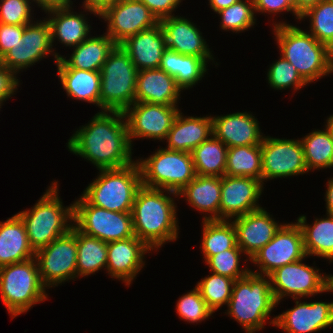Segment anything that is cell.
Listing matches in <instances>:
<instances>
[{
    "label": "cell",
    "instance_id": "19",
    "mask_svg": "<svg viewBox=\"0 0 333 333\" xmlns=\"http://www.w3.org/2000/svg\"><path fill=\"white\" fill-rule=\"evenodd\" d=\"M237 245L246 254L245 262L273 239L282 224H278L265 208L233 219Z\"/></svg>",
    "mask_w": 333,
    "mask_h": 333
},
{
    "label": "cell",
    "instance_id": "44",
    "mask_svg": "<svg viewBox=\"0 0 333 333\" xmlns=\"http://www.w3.org/2000/svg\"><path fill=\"white\" fill-rule=\"evenodd\" d=\"M176 310L180 319L196 324L208 319L213 314L196 286L193 290L179 298Z\"/></svg>",
    "mask_w": 333,
    "mask_h": 333
},
{
    "label": "cell",
    "instance_id": "9",
    "mask_svg": "<svg viewBox=\"0 0 333 333\" xmlns=\"http://www.w3.org/2000/svg\"><path fill=\"white\" fill-rule=\"evenodd\" d=\"M137 160L142 186L180 192L196 177L191 153L160 148L148 158Z\"/></svg>",
    "mask_w": 333,
    "mask_h": 333
},
{
    "label": "cell",
    "instance_id": "18",
    "mask_svg": "<svg viewBox=\"0 0 333 333\" xmlns=\"http://www.w3.org/2000/svg\"><path fill=\"white\" fill-rule=\"evenodd\" d=\"M272 318L270 324L286 333H314L333 325V302H300Z\"/></svg>",
    "mask_w": 333,
    "mask_h": 333
},
{
    "label": "cell",
    "instance_id": "41",
    "mask_svg": "<svg viewBox=\"0 0 333 333\" xmlns=\"http://www.w3.org/2000/svg\"><path fill=\"white\" fill-rule=\"evenodd\" d=\"M216 14L220 15V25L225 31L239 33L256 24L253 0H239Z\"/></svg>",
    "mask_w": 333,
    "mask_h": 333
},
{
    "label": "cell",
    "instance_id": "24",
    "mask_svg": "<svg viewBox=\"0 0 333 333\" xmlns=\"http://www.w3.org/2000/svg\"><path fill=\"white\" fill-rule=\"evenodd\" d=\"M182 89L175 78L161 69H144L137 73L135 102L176 105Z\"/></svg>",
    "mask_w": 333,
    "mask_h": 333
},
{
    "label": "cell",
    "instance_id": "49",
    "mask_svg": "<svg viewBox=\"0 0 333 333\" xmlns=\"http://www.w3.org/2000/svg\"><path fill=\"white\" fill-rule=\"evenodd\" d=\"M17 74L10 70L0 61V103L8 100L14 92H16L17 86L19 87V80Z\"/></svg>",
    "mask_w": 333,
    "mask_h": 333
},
{
    "label": "cell",
    "instance_id": "36",
    "mask_svg": "<svg viewBox=\"0 0 333 333\" xmlns=\"http://www.w3.org/2000/svg\"><path fill=\"white\" fill-rule=\"evenodd\" d=\"M232 220H203L201 250L205 262L213 255L237 246Z\"/></svg>",
    "mask_w": 333,
    "mask_h": 333
},
{
    "label": "cell",
    "instance_id": "37",
    "mask_svg": "<svg viewBox=\"0 0 333 333\" xmlns=\"http://www.w3.org/2000/svg\"><path fill=\"white\" fill-rule=\"evenodd\" d=\"M300 140L308 171L333 167V137L326 126L324 130H313Z\"/></svg>",
    "mask_w": 333,
    "mask_h": 333
},
{
    "label": "cell",
    "instance_id": "16",
    "mask_svg": "<svg viewBox=\"0 0 333 333\" xmlns=\"http://www.w3.org/2000/svg\"><path fill=\"white\" fill-rule=\"evenodd\" d=\"M100 17L107 21L106 34L116 44L159 23L157 17L140 0H117Z\"/></svg>",
    "mask_w": 333,
    "mask_h": 333
},
{
    "label": "cell",
    "instance_id": "35",
    "mask_svg": "<svg viewBox=\"0 0 333 333\" xmlns=\"http://www.w3.org/2000/svg\"><path fill=\"white\" fill-rule=\"evenodd\" d=\"M225 175L251 177L262 182L261 144L229 147Z\"/></svg>",
    "mask_w": 333,
    "mask_h": 333
},
{
    "label": "cell",
    "instance_id": "7",
    "mask_svg": "<svg viewBox=\"0 0 333 333\" xmlns=\"http://www.w3.org/2000/svg\"><path fill=\"white\" fill-rule=\"evenodd\" d=\"M0 295L12 318L47 299L35 257L0 267Z\"/></svg>",
    "mask_w": 333,
    "mask_h": 333
},
{
    "label": "cell",
    "instance_id": "42",
    "mask_svg": "<svg viewBox=\"0 0 333 333\" xmlns=\"http://www.w3.org/2000/svg\"><path fill=\"white\" fill-rule=\"evenodd\" d=\"M243 253L237 245L232 249H227L211 256L206 261V264L210 267L209 270L212 273L227 276L234 280L240 279L250 272L248 267L240 269V257Z\"/></svg>",
    "mask_w": 333,
    "mask_h": 333
},
{
    "label": "cell",
    "instance_id": "15",
    "mask_svg": "<svg viewBox=\"0 0 333 333\" xmlns=\"http://www.w3.org/2000/svg\"><path fill=\"white\" fill-rule=\"evenodd\" d=\"M179 111L177 105L135 102L129 106L124 115L131 145L133 138L165 141Z\"/></svg>",
    "mask_w": 333,
    "mask_h": 333
},
{
    "label": "cell",
    "instance_id": "4",
    "mask_svg": "<svg viewBox=\"0 0 333 333\" xmlns=\"http://www.w3.org/2000/svg\"><path fill=\"white\" fill-rule=\"evenodd\" d=\"M58 181L52 182L32 209L17 215L24 222L30 246L34 251L49 245L74 226V204L63 206L58 195ZM59 196V197H58Z\"/></svg>",
    "mask_w": 333,
    "mask_h": 333
},
{
    "label": "cell",
    "instance_id": "34",
    "mask_svg": "<svg viewBox=\"0 0 333 333\" xmlns=\"http://www.w3.org/2000/svg\"><path fill=\"white\" fill-rule=\"evenodd\" d=\"M77 237V278L106 269L107 242L83 234L75 227Z\"/></svg>",
    "mask_w": 333,
    "mask_h": 333
},
{
    "label": "cell",
    "instance_id": "22",
    "mask_svg": "<svg viewBox=\"0 0 333 333\" xmlns=\"http://www.w3.org/2000/svg\"><path fill=\"white\" fill-rule=\"evenodd\" d=\"M212 132L228 148L259 145L264 138L257 118L248 112L213 116Z\"/></svg>",
    "mask_w": 333,
    "mask_h": 333
},
{
    "label": "cell",
    "instance_id": "46",
    "mask_svg": "<svg viewBox=\"0 0 333 333\" xmlns=\"http://www.w3.org/2000/svg\"><path fill=\"white\" fill-rule=\"evenodd\" d=\"M0 61L16 74L28 68L27 25L19 42Z\"/></svg>",
    "mask_w": 333,
    "mask_h": 333
},
{
    "label": "cell",
    "instance_id": "29",
    "mask_svg": "<svg viewBox=\"0 0 333 333\" xmlns=\"http://www.w3.org/2000/svg\"><path fill=\"white\" fill-rule=\"evenodd\" d=\"M35 257L24 222L15 214L0 222V267Z\"/></svg>",
    "mask_w": 333,
    "mask_h": 333
},
{
    "label": "cell",
    "instance_id": "50",
    "mask_svg": "<svg viewBox=\"0 0 333 333\" xmlns=\"http://www.w3.org/2000/svg\"><path fill=\"white\" fill-rule=\"evenodd\" d=\"M150 11L161 20L172 16V12L180 5L182 0H140Z\"/></svg>",
    "mask_w": 333,
    "mask_h": 333
},
{
    "label": "cell",
    "instance_id": "45",
    "mask_svg": "<svg viewBox=\"0 0 333 333\" xmlns=\"http://www.w3.org/2000/svg\"><path fill=\"white\" fill-rule=\"evenodd\" d=\"M31 0H0V23L27 25L33 22Z\"/></svg>",
    "mask_w": 333,
    "mask_h": 333
},
{
    "label": "cell",
    "instance_id": "30",
    "mask_svg": "<svg viewBox=\"0 0 333 333\" xmlns=\"http://www.w3.org/2000/svg\"><path fill=\"white\" fill-rule=\"evenodd\" d=\"M159 69L175 78L182 90L196 85L208 70L203 58L179 54L168 48L163 53Z\"/></svg>",
    "mask_w": 333,
    "mask_h": 333
},
{
    "label": "cell",
    "instance_id": "26",
    "mask_svg": "<svg viewBox=\"0 0 333 333\" xmlns=\"http://www.w3.org/2000/svg\"><path fill=\"white\" fill-rule=\"evenodd\" d=\"M117 44L104 33L101 36L87 37L67 60L61 56L56 62L57 68H75L86 71L100 72L106 59Z\"/></svg>",
    "mask_w": 333,
    "mask_h": 333
},
{
    "label": "cell",
    "instance_id": "14",
    "mask_svg": "<svg viewBox=\"0 0 333 333\" xmlns=\"http://www.w3.org/2000/svg\"><path fill=\"white\" fill-rule=\"evenodd\" d=\"M262 183L264 181L308 173L300 139L264 136L261 143Z\"/></svg>",
    "mask_w": 333,
    "mask_h": 333
},
{
    "label": "cell",
    "instance_id": "23",
    "mask_svg": "<svg viewBox=\"0 0 333 333\" xmlns=\"http://www.w3.org/2000/svg\"><path fill=\"white\" fill-rule=\"evenodd\" d=\"M120 45L128 53L138 71L158 69L167 48L160 22L154 27L126 38Z\"/></svg>",
    "mask_w": 333,
    "mask_h": 333
},
{
    "label": "cell",
    "instance_id": "58",
    "mask_svg": "<svg viewBox=\"0 0 333 333\" xmlns=\"http://www.w3.org/2000/svg\"><path fill=\"white\" fill-rule=\"evenodd\" d=\"M331 55H332V58H333V47L331 48Z\"/></svg>",
    "mask_w": 333,
    "mask_h": 333
},
{
    "label": "cell",
    "instance_id": "2",
    "mask_svg": "<svg viewBox=\"0 0 333 333\" xmlns=\"http://www.w3.org/2000/svg\"><path fill=\"white\" fill-rule=\"evenodd\" d=\"M178 193L170 190L142 186L132 206V222L135 236L152 251L177 239L179 226L174 198ZM168 241V242H167Z\"/></svg>",
    "mask_w": 333,
    "mask_h": 333
},
{
    "label": "cell",
    "instance_id": "3",
    "mask_svg": "<svg viewBox=\"0 0 333 333\" xmlns=\"http://www.w3.org/2000/svg\"><path fill=\"white\" fill-rule=\"evenodd\" d=\"M273 24L281 55L307 84L333 73V58L327 45L317 41L310 32L289 23Z\"/></svg>",
    "mask_w": 333,
    "mask_h": 333
},
{
    "label": "cell",
    "instance_id": "5",
    "mask_svg": "<svg viewBox=\"0 0 333 333\" xmlns=\"http://www.w3.org/2000/svg\"><path fill=\"white\" fill-rule=\"evenodd\" d=\"M276 305L270 277L249 272L234 281L226 314L236 320L246 333H255L263 330Z\"/></svg>",
    "mask_w": 333,
    "mask_h": 333
},
{
    "label": "cell",
    "instance_id": "12",
    "mask_svg": "<svg viewBox=\"0 0 333 333\" xmlns=\"http://www.w3.org/2000/svg\"><path fill=\"white\" fill-rule=\"evenodd\" d=\"M35 259L41 281L46 288L76 279L77 237L75 236V226L49 245L36 250Z\"/></svg>",
    "mask_w": 333,
    "mask_h": 333
},
{
    "label": "cell",
    "instance_id": "43",
    "mask_svg": "<svg viewBox=\"0 0 333 333\" xmlns=\"http://www.w3.org/2000/svg\"><path fill=\"white\" fill-rule=\"evenodd\" d=\"M280 57L268 69L267 80L270 87L276 90L293 88L294 91H297L306 86L307 83L301 78L295 67L282 55Z\"/></svg>",
    "mask_w": 333,
    "mask_h": 333
},
{
    "label": "cell",
    "instance_id": "33",
    "mask_svg": "<svg viewBox=\"0 0 333 333\" xmlns=\"http://www.w3.org/2000/svg\"><path fill=\"white\" fill-rule=\"evenodd\" d=\"M228 147L211 135L192 152L196 175L222 177L225 175Z\"/></svg>",
    "mask_w": 333,
    "mask_h": 333
},
{
    "label": "cell",
    "instance_id": "28",
    "mask_svg": "<svg viewBox=\"0 0 333 333\" xmlns=\"http://www.w3.org/2000/svg\"><path fill=\"white\" fill-rule=\"evenodd\" d=\"M220 195L221 177L203 175H196L178 192L192 208L205 213L203 220H219Z\"/></svg>",
    "mask_w": 333,
    "mask_h": 333
},
{
    "label": "cell",
    "instance_id": "56",
    "mask_svg": "<svg viewBox=\"0 0 333 333\" xmlns=\"http://www.w3.org/2000/svg\"><path fill=\"white\" fill-rule=\"evenodd\" d=\"M325 126L328 128V130L331 132V135L333 137V114L330 115L326 120Z\"/></svg>",
    "mask_w": 333,
    "mask_h": 333
},
{
    "label": "cell",
    "instance_id": "17",
    "mask_svg": "<svg viewBox=\"0 0 333 333\" xmlns=\"http://www.w3.org/2000/svg\"><path fill=\"white\" fill-rule=\"evenodd\" d=\"M263 186L260 180L251 177L222 176L219 220H231L263 208L258 203Z\"/></svg>",
    "mask_w": 333,
    "mask_h": 333
},
{
    "label": "cell",
    "instance_id": "47",
    "mask_svg": "<svg viewBox=\"0 0 333 333\" xmlns=\"http://www.w3.org/2000/svg\"><path fill=\"white\" fill-rule=\"evenodd\" d=\"M255 13L275 14L291 12L300 20V14L296 11L293 0H253Z\"/></svg>",
    "mask_w": 333,
    "mask_h": 333
},
{
    "label": "cell",
    "instance_id": "40",
    "mask_svg": "<svg viewBox=\"0 0 333 333\" xmlns=\"http://www.w3.org/2000/svg\"><path fill=\"white\" fill-rule=\"evenodd\" d=\"M234 281L230 277L212 273L198 282L196 287L208 308L214 313L223 305L228 306Z\"/></svg>",
    "mask_w": 333,
    "mask_h": 333
},
{
    "label": "cell",
    "instance_id": "52",
    "mask_svg": "<svg viewBox=\"0 0 333 333\" xmlns=\"http://www.w3.org/2000/svg\"><path fill=\"white\" fill-rule=\"evenodd\" d=\"M32 3L35 2L44 10V12H48L50 10L66 7L72 4L73 1L71 0H31Z\"/></svg>",
    "mask_w": 333,
    "mask_h": 333
},
{
    "label": "cell",
    "instance_id": "31",
    "mask_svg": "<svg viewBox=\"0 0 333 333\" xmlns=\"http://www.w3.org/2000/svg\"><path fill=\"white\" fill-rule=\"evenodd\" d=\"M326 218H315L312 225L307 224L305 215L297 219L303 233L304 250L307 256L322 257L333 262V214Z\"/></svg>",
    "mask_w": 333,
    "mask_h": 333
},
{
    "label": "cell",
    "instance_id": "38",
    "mask_svg": "<svg viewBox=\"0 0 333 333\" xmlns=\"http://www.w3.org/2000/svg\"><path fill=\"white\" fill-rule=\"evenodd\" d=\"M309 18L310 34L319 42L333 47V0H323L308 8L300 20Z\"/></svg>",
    "mask_w": 333,
    "mask_h": 333
},
{
    "label": "cell",
    "instance_id": "48",
    "mask_svg": "<svg viewBox=\"0 0 333 333\" xmlns=\"http://www.w3.org/2000/svg\"><path fill=\"white\" fill-rule=\"evenodd\" d=\"M25 25L0 23V59L22 38Z\"/></svg>",
    "mask_w": 333,
    "mask_h": 333
},
{
    "label": "cell",
    "instance_id": "11",
    "mask_svg": "<svg viewBox=\"0 0 333 333\" xmlns=\"http://www.w3.org/2000/svg\"><path fill=\"white\" fill-rule=\"evenodd\" d=\"M306 257L308 256L286 264L269 275L277 305L287 296L300 300L324 292L333 293V287L330 285L331 275L320 273L319 269L302 263Z\"/></svg>",
    "mask_w": 333,
    "mask_h": 333
},
{
    "label": "cell",
    "instance_id": "55",
    "mask_svg": "<svg viewBox=\"0 0 333 333\" xmlns=\"http://www.w3.org/2000/svg\"><path fill=\"white\" fill-rule=\"evenodd\" d=\"M208 1H209L210 8L214 12L217 13V12L233 5L234 3L238 2L239 0H208Z\"/></svg>",
    "mask_w": 333,
    "mask_h": 333
},
{
    "label": "cell",
    "instance_id": "1",
    "mask_svg": "<svg viewBox=\"0 0 333 333\" xmlns=\"http://www.w3.org/2000/svg\"><path fill=\"white\" fill-rule=\"evenodd\" d=\"M85 125L66 143L70 152L87 159L98 170L121 168L135 162L124 112L101 111Z\"/></svg>",
    "mask_w": 333,
    "mask_h": 333
},
{
    "label": "cell",
    "instance_id": "32",
    "mask_svg": "<svg viewBox=\"0 0 333 333\" xmlns=\"http://www.w3.org/2000/svg\"><path fill=\"white\" fill-rule=\"evenodd\" d=\"M57 71L68 97L95 104L100 108V72L75 68H57Z\"/></svg>",
    "mask_w": 333,
    "mask_h": 333
},
{
    "label": "cell",
    "instance_id": "39",
    "mask_svg": "<svg viewBox=\"0 0 333 333\" xmlns=\"http://www.w3.org/2000/svg\"><path fill=\"white\" fill-rule=\"evenodd\" d=\"M38 21L27 24L28 67L35 65L50 53L54 55L55 63L61 57L52 47L49 22L46 18Z\"/></svg>",
    "mask_w": 333,
    "mask_h": 333
},
{
    "label": "cell",
    "instance_id": "51",
    "mask_svg": "<svg viewBox=\"0 0 333 333\" xmlns=\"http://www.w3.org/2000/svg\"><path fill=\"white\" fill-rule=\"evenodd\" d=\"M117 0H84L83 9L94 15H100L107 7L112 6Z\"/></svg>",
    "mask_w": 333,
    "mask_h": 333
},
{
    "label": "cell",
    "instance_id": "54",
    "mask_svg": "<svg viewBox=\"0 0 333 333\" xmlns=\"http://www.w3.org/2000/svg\"><path fill=\"white\" fill-rule=\"evenodd\" d=\"M323 0H293L296 11L301 15L303 14L308 8L317 5Z\"/></svg>",
    "mask_w": 333,
    "mask_h": 333
},
{
    "label": "cell",
    "instance_id": "21",
    "mask_svg": "<svg viewBox=\"0 0 333 333\" xmlns=\"http://www.w3.org/2000/svg\"><path fill=\"white\" fill-rule=\"evenodd\" d=\"M165 34L166 47L179 54L191 55L203 58L207 63L213 60V54L202 32L197 26L181 16H175L159 20Z\"/></svg>",
    "mask_w": 333,
    "mask_h": 333
},
{
    "label": "cell",
    "instance_id": "20",
    "mask_svg": "<svg viewBox=\"0 0 333 333\" xmlns=\"http://www.w3.org/2000/svg\"><path fill=\"white\" fill-rule=\"evenodd\" d=\"M152 251L136 236L107 243L106 270L111 278L130 286L145 265V254Z\"/></svg>",
    "mask_w": 333,
    "mask_h": 333
},
{
    "label": "cell",
    "instance_id": "25",
    "mask_svg": "<svg viewBox=\"0 0 333 333\" xmlns=\"http://www.w3.org/2000/svg\"><path fill=\"white\" fill-rule=\"evenodd\" d=\"M211 135H213L211 116L184 117L179 111L165 139L168 142L165 149L191 153Z\"/></svg>",
    "mask_w": 333,
    "mask_h": 333
},
{
    "label": "cell",
    "instance_id": "8",
    "mask_svg": "<svg viewBox=\"0 0 333 333\" xmlns=\"http://www.w3.org/2000/svg\"><path fill=\"white\" fill-rule=\"evenodd\" d=\"M137 73L128 53L117 44L100 70L101 111L124 112L135 103Z\"/></svg>",
    "mask_w": 333,
    "mask_h": 333
},
{
    "label": "cell",
    "instance_id": "6",
    "mask_svg": "<svg viewBox=\"0 0 333 333\" xmlns=\"http://www.w3.org/2000/svg\"><path fill=\"white\" fill-rule=\"evenodd\" d=\"M142 187L137 160L125 167L99 170L94 181L81 195L89 204L113 212H131L138 190Z\"/></svg>",
    "mask_w": 333,
    "mask_h": 333
},
{
    "label": "cell",
    "instance_id": "13",
    "mask_svg": "<svg viewBox=\"0 0 333 333\" xmlns=\"http://www.w3.org/2000/svg\"><path fill=\"white\" fill-rule=\"evenodd\" d=\"M306 256L303 233L299 224H283L275 236L249 260L259 268L250 272L269 276L276 269Z\"/></svg>",
    "mask_w": 333,
    "mask_h": 333
},
{
    "label": "cell",
    "instance_id": "53",
    "mask_svg": "<svg viewBox=\"0 0 333 333\" xmlns=\"http://www.w3.org/2000/svg\"><path fill=\"white\" fill-rule=\"evenodd\" d=\"M325 197L326 213L333 214V177L327 182Z\"/></svg>",
    "mask_w": 333,
    "mask_h": 333
},
{
    "label": "cell",
    "instance_id": "27",
    "mask_svg": "<svg viewBox=\"0 0 333 333\" xmlns=\"http://www.w3.org/2000/svg\"><path fill=\"white\" fill-rule=\"evenodd\" d=\"M72 4L66 7L48 11L51 28V43L54 45L55 39L66 47H76L82 43L90 34V24L88 25L85 14H78L71 11Z\"/></svg>",
    "mask_w": 333,
    "mask_h": 333
},
{
    "label": "cell",
    "instance_id": "57",
    "mask_svg": "<svg viewBox=\"0 0 333 333\" xmlns=\"http://www.w3.org/2000/svg\"><path fill=\"white\" fill-rule=\"evenodd\" d=\"M330 285L333 287V275L331 274V283Z\"/></svg>",
    "mask_w": 333,
    "mask_h": 333
},
{
    "label": "cell",
    "instance_id": "10",
    "mask_svg": "<svg viewBox=\"0 0 333 333\" xmlns=\"http://www.w3.org/2000/svg\"><path fill=\"white\" fill-rule=\"evenodd\" d=\"M73 204V223L83 234L107 243L135 236L131 212L106 210L89 204L82 196Z\"/></svg>",
    "mask_w": 333,
    "mask_h": 333
}]
</instances>
